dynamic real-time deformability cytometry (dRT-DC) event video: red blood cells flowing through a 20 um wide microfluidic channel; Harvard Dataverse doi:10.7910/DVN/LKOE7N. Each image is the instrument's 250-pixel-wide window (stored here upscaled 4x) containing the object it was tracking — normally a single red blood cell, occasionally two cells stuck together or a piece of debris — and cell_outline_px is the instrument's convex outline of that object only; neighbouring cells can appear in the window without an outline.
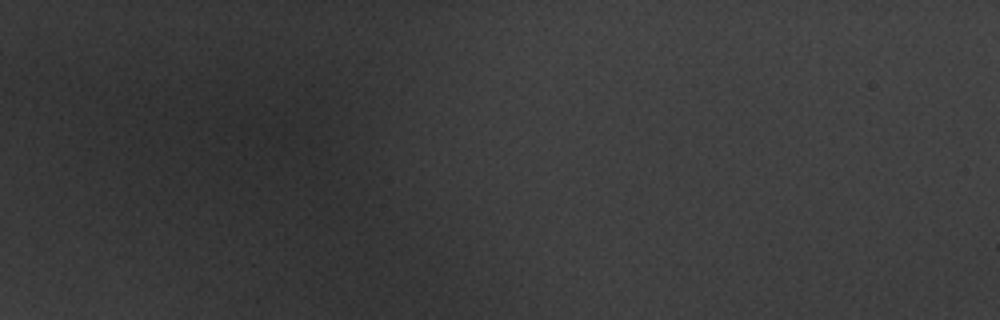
{"species": "common noctule bat (a hibernating species)", "species_latin": "Nyctalus noctula", "temperature_condition": "warm", "stored_images_in_passage": 2, "camera_frame_rate_fps": 3000, "um_per_image_px": 0.085, "animal": {"sex": "male", "body_mass_g": 20.1, "forearm_length_mm": 53.5}, "frame": {"image": 1, "passage_image": 1, "time_ms": 0.0, "image_size_px": [1000, 320], "cell_outline_px": [[328, 144], [324, 156], [312, 164], [284, 156], [264, 144], [264, 140], [284, 112], [324, 140]], "centroid_in_image_um": [25.13, 11.97], "position_along_channel_um": 59.9, "area_um2": 13.53}}